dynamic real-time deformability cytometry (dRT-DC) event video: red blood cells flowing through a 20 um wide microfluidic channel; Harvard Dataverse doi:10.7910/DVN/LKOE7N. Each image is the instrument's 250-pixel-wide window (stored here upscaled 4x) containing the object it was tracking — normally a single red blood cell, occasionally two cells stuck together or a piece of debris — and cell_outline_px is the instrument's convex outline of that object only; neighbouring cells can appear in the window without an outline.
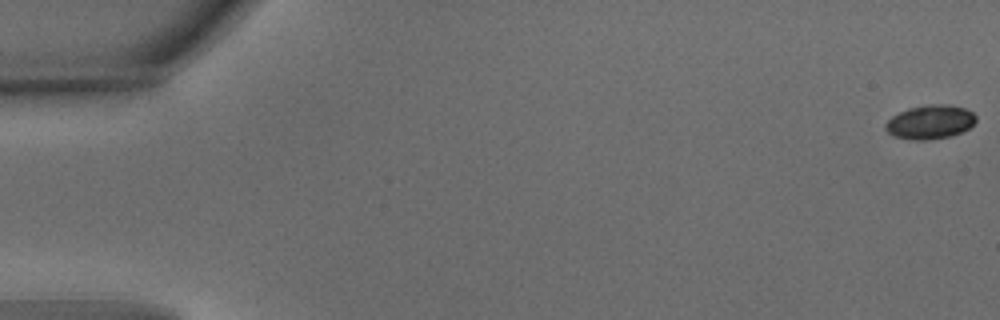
{"species": "common noctule bat (a hibernating species)", "species_latin": "Nyctalus noctula", "temperature_condition": "warm", "stored_images_in_passage": 25, "camera_frame_rate_fps": 3000, "um_per_image_px": 0.085, "animal": {"sex": "male", "body_mass_g": 15.6}, "frame": {"image": 1, "passage_image": 1, "time_ms": 0.0, "image_size_px": [1000, 320], "cell_outline_px": [[976, 120], [968, 128], [952, 136], [928, 140], [912, 140], [892, 136], [884, 128], [884, 124], [892, 116], [908, 108], [928, 104], [948, 104], [964, 108], [972, 112], [976, 116]], "centroid_in_image_um": [79.03, 10.37], "position_along_channel_um": 6.0, "area_um2": 17.98}}
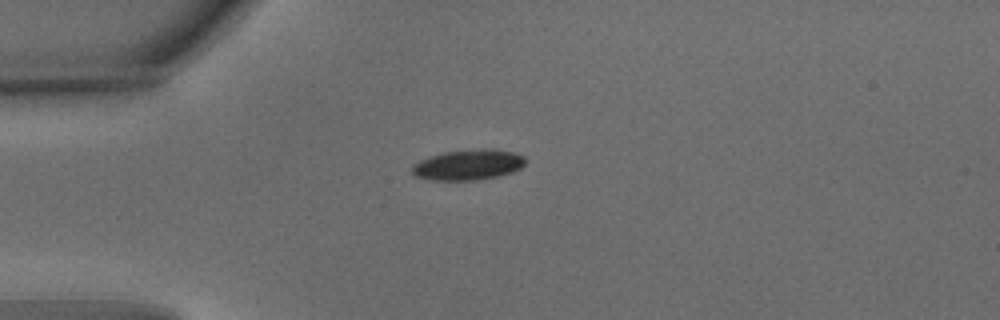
{"frame": {"image": 2, "passage_image": 15, "time_ms": 4.667, "image_size_px": [1000, 320], "cell_outline_px": [[524, 164], [520, 168], [512, 172], [496, 176], [476, 180], [432, 180], [416, 176], [412, 172], [412, 164], [420, 160], [444, 152], [480, 148], [496, 148], [516, 152], [524, 156]], "centroid_in_image_um": [39.82, 13.99], "position_along_channel_um": 45.2, "area_um2": 20.17}}
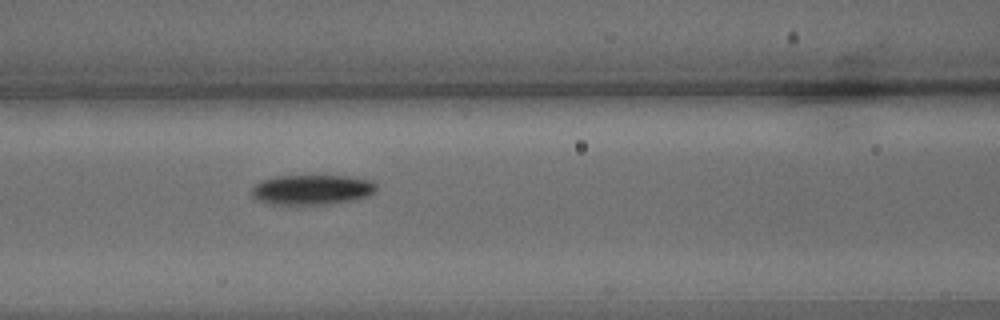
{"frame": {"image": 3, "passage_image": 24, "time_ms": 7.667, "image_size_px": [1000, 320], "cell_outline_px": [[376, 188], [368, 196], [352, 200], [324, 204], [272, 204], [260, 200], [252, 196], [252, 188], [260, 180], [276, 176], [348, 176], [368, 180], [376, 184]], "centroid_in_image_um": [26.49, 16.11], "position_along_channel_um": 140.1, "area_um2": 21.44}}